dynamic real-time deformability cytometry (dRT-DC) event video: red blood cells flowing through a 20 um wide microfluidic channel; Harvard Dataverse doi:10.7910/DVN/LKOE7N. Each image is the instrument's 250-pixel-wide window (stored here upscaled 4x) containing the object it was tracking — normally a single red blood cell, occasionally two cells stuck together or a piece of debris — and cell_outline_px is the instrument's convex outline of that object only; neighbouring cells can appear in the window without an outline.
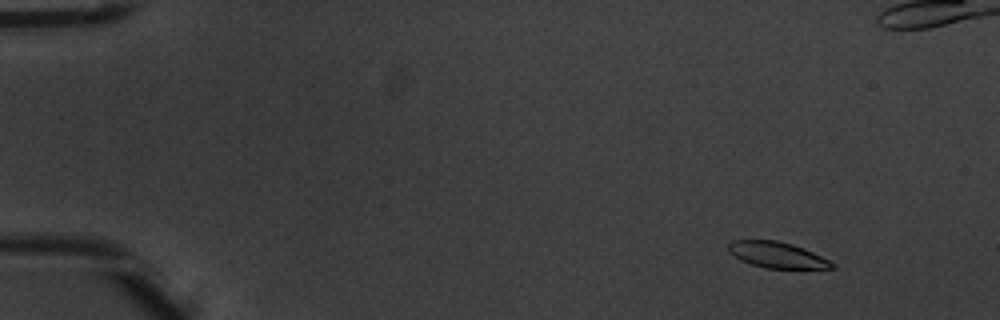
{"species": "common noctule bat (a hibernating species)", "species_latin": "Nyctalus noctula", "temperature_condition": "warm", "stored_images_in_passage": 5, "camera_frame_rate_fps": 3000, "um_per_image_px": 0.085, "animal": {"sex": "male", "body_mass_g": 20.1, "forearm_length_mm": 53.5}, "frame": {"image": 1, "passage_image": 1, "time_ms": 0.0, "image_size_px": [1000, 320], "cell_outline_px": [[836, 268], [764, 268], [740, 260], [728, 252], [728, 244], [732, 240], [776, 240], [792, 244], [804, 248], [836, 264]], "centroid_in_image_um": [66.02, 21.66], "position_along_channel_um": 19.0, "area_um2": 15.61}}